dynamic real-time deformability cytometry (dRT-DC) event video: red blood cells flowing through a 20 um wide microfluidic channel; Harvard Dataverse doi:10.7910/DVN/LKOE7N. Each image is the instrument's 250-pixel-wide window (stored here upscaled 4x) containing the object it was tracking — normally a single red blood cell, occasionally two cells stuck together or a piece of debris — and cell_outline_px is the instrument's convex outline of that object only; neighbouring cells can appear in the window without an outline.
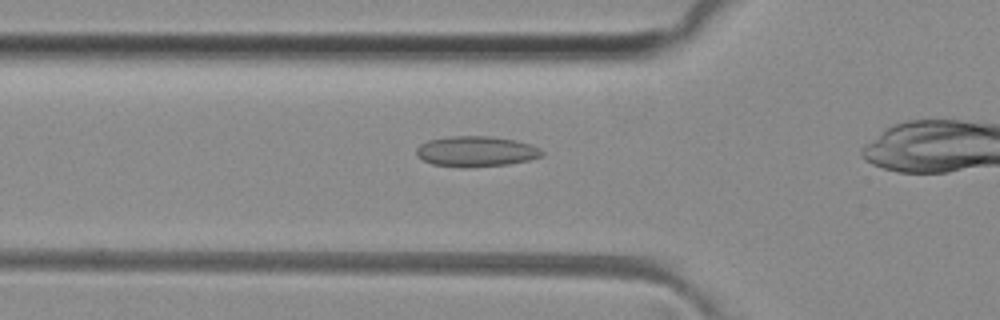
{"species": "common noctule bat (a hibernating species)", "species_latin": "Nyctalus noctula", "temperature_condition": "room temperature", "stored_images_in_passage": 22, "camera_frame_rate_fps": 3000, "um_per_image_px": 0.085, "animal": {"sex": "female", "body_mass_g": 29.2, "forearm_length_mm": 56.3}, "frame": {"image": 1, "passage_image": 9, "time_ms": 2.667, "image_size_px": [1000, 320], "cell_outline_px": [[544, 156], [528, 160], [508, 164], [468, 168], [460, 168], [432, 164], [416, 156], [416, 148], [420, 144], [428, 140], [452, 136], [492, 136], [516, 140], [532, 144], [540, 148], [544, 152]], "centroid_in_image_um": [40.48, 12.87], "position_along_channel_um": 85.3, "area_um2": 22.66}}
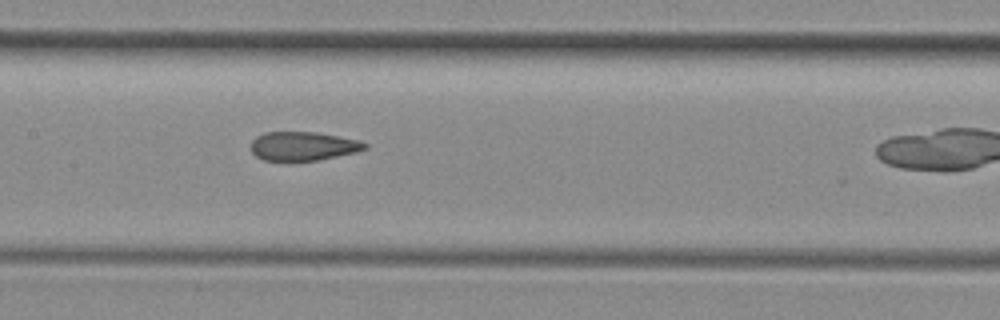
{"frame": {"image": 2, "passage_image": 16, "time_ms": 5.0, "image_size_px": [1000, 320], "cell_outline_px": [[368, 148], [356, 152], [316, 160], [264, 160], [256, 156], [252, 152], [252, 140], [256, 136], [264, 132], [316, 132], [360, 140], [368, 144]], "centroid_in_image_um": [25.78, 12.4], "position_along_channel_um": 181.6, "area_um2": 19.02}}
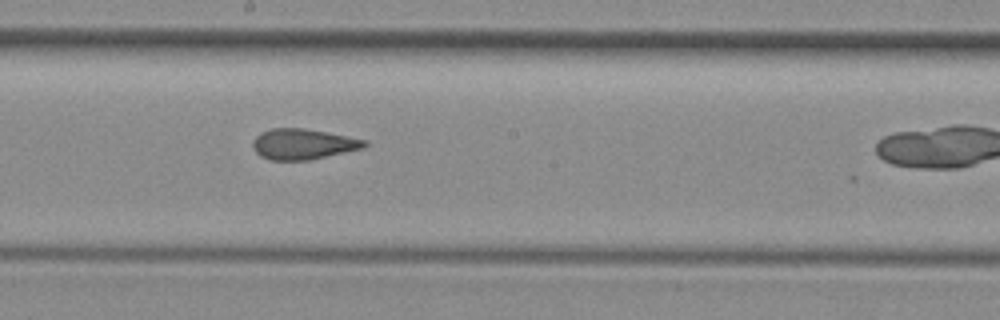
{"frame": {"image": 3, "passage_image": 19, "time_ms": 6.0, "image_size_px": [1000, 320], "cell_outline_px": [[368, 144], [364, 148], [308, 160], [272, 160], [260, 156], [256, 152], [252, 144], [252, 140], [260, 132], [272, 128], [304, 128], [328, 132], [368, 140]], "centroid_in_image_um": [25.76, 12.24], "position_along_channel_um": 222.4, "area_um2": 20.0}}